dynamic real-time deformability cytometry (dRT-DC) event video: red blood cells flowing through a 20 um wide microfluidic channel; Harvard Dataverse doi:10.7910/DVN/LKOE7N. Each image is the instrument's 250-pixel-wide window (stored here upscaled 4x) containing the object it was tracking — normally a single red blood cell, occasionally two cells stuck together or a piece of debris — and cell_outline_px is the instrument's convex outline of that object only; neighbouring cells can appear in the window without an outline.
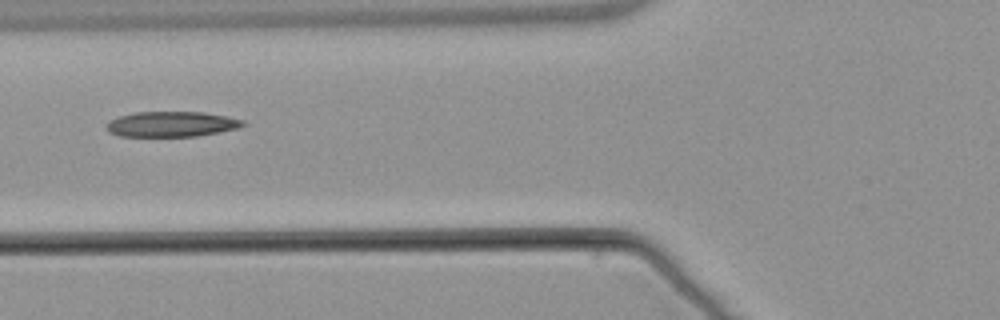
{"species": "common noctule bat (a hibernating species)", "species_latin": "Nyctalus noctula", "temperature_condition": "warm", "stored_images_in_passage": 8, "camera_frame_rate_fps": 3000, "um_per_image_px": 0.085, "animal": {"sex": "male", "body_mass_g": 21.5, "forearm_length_mm": 52.0}, "frame": {"image": 1, "passage_image": 7, "time_ms": 7.667, "image_size_px": [1000, 320], "cell_outline_px": [[248, 124], [240, 128], [196, 136], [120, 136], [108, 132], [104, 128], [104, 124], [108, 120], [120, 116], [136, 112], [204, 112], [228, 116], [244, 120]], "centroid_in_image_um": [14.58, 10.55], "position_along_channel_um": 111.2, "area_um2": 20.4}}